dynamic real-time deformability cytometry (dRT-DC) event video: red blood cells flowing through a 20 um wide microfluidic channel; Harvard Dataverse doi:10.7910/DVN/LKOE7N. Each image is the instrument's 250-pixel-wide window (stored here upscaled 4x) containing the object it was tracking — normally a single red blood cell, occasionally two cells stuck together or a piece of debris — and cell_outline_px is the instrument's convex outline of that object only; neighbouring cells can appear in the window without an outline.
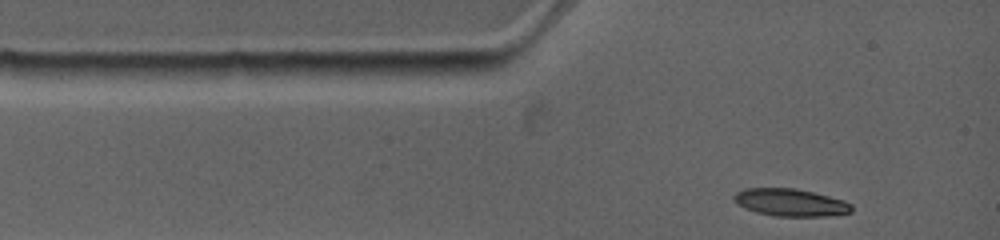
{"species": "common noctule bat (a hibernating species)", "species_latin": "Nyctalus noctula", "temperature_condition": "warm", "stored_images_in_passage": 39, "camera_frame_rate_fps": 4500, "um_per_image_px": 0.085, "animal": {"sex": "female", "body_mass_g": 19.0, "forearm_length_mm": 53.3}, "frame": {"image": 1, "passage_image": 1, "time_ms": 0.0, "image_size_px": [1000, 240], "cell_outline_px": [[852, 212], [828, 216], [776, 216], [756, 212], [744, 208], [732, 196], [736, 192], [744, 188], [796, 188], [844, 200], [852, 204]], "centroid_in_image_um": [67.21, 17.21], "position_along_channel_um": 17.8, "area_um2": 18.73}}
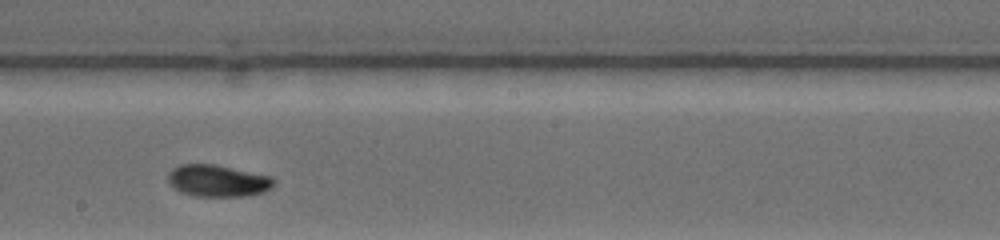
{"frame": {"image": 2, "passage_image": 23, "time_ms": 6.0, "image_size_px": [1000, 240], "cell_outline_px": [[276, 184], [264, 192], [248, 196], [192, 196], [180, 192], [168, 180], [168, 172], [172, 168], [180, 164], [216, 164], [272, 176], [276, 180]], "centroid_in_image_um": [18.55, 15.36], "position_along_channel_um": 229.7, "area_um2": 19.88}}
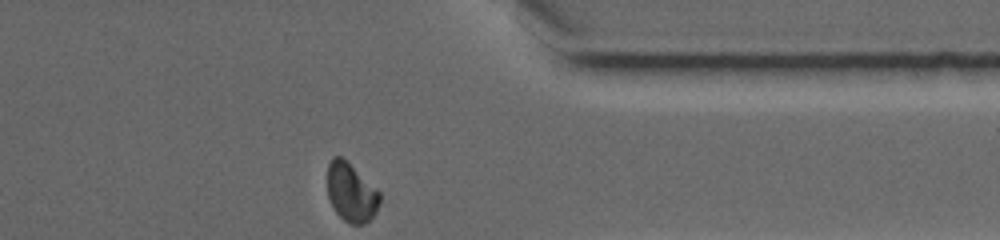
{"frame": {"image": 3, "passage_image": 39, "time_ms": 10.222, "image_size_px": [1000, 240], "cell_outline_px": [[380, 204], [376, 212], [364, 224], [348, 224], [336, 212], [328, 196], [328, 164], [332, 156], [340, 156], [376, 188], [380, 192]], "centroid_in_image_um": [29.85, 16.38], "position_along_channel_um": 381.5, "area_um2": 17.63}, "authors_computed_cell_mechanics": {"area_um2": 19.363, "velocity_mm_per_s": 3.8327, "shape_relaxation_time_tau1_ms": 6.076, "shape_relaxation_time_tau2_ms": 1.6445, "deformation_change_tau1": 0.1784, "deformation_change_tau2": 0.0281}}